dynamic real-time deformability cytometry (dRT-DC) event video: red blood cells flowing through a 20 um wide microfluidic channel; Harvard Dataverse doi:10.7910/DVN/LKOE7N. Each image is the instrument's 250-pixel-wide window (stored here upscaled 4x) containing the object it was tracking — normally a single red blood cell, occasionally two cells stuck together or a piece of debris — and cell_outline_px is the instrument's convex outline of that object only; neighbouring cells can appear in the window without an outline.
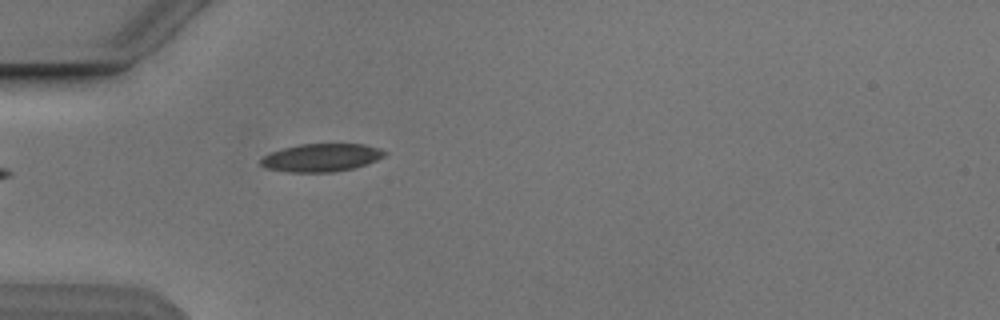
{"species": "Egyptian fruit bat (a non-hibernating species)", "species_latin": "Rousettus aegyptiacus", "temperature_condition": "cold", "stored_images_in_passage": 4, "camera_frame_rate_fps": 3000, "um_per_image_px": 0.085, "animal": {"sex": "male"}, "frame": {"image": 1, "passage_image": 4, "time_ms": 4.333, "image_size_px": [1000, 320], "cell_outline_px": [[388, 152], [384, 156], [368, 164], [352, 168], [332, 172], [288, 172], [264, 168], [260, 164], [260, 160], [264, 156], [272, 152], [284, 148], [300, 144], [364, 144], [380, 148]], "centroid_in_image_um": [27.32, 13.4], "position_along_channel_um": 57.7, "area_um2": 20.17}}